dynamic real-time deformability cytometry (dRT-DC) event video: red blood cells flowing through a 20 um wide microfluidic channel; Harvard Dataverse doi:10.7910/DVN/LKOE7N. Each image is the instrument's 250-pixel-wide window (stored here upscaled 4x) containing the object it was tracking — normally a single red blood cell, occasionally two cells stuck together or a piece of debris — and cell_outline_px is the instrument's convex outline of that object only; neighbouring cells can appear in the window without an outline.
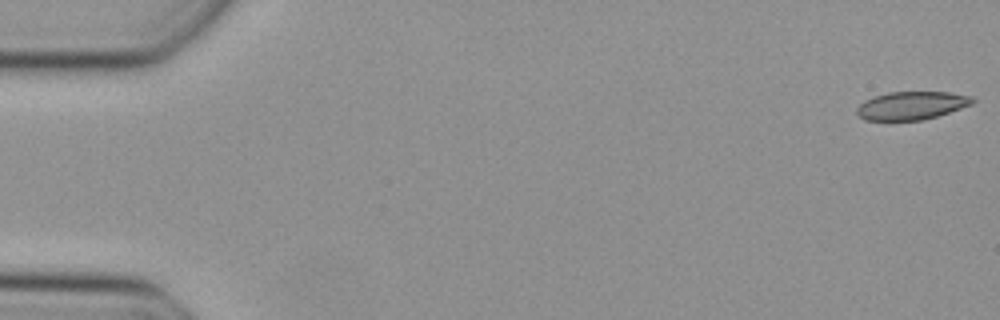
{"species": "Egyptian fruit bat (a non-hibernating species)", "species_latin": "Rousettus aegyptiacus", "temperature_condition": "cold", "stored_images_in_passage": 47, "camera_frame_rate_fps": 3000, "um_per_image_px": 0.085, "animal": {"sex": "female"}, "frame": {"image": 1, "passage_image": 1, "time_ms": 0.0, "image_size_px": [1000, 320], "cell_outline_px": [[976, 100], [972, 104], [936, 116], [920, 120], [864, 120], [856, 112], [856, 108], [864, 100], [872, 96], [888, 92], [948, 92], [972, 96]], "centroid_in_image_um": [77.45, 8.96], "position_along_channel_um": 7.5, "area_um2": 18.9}}
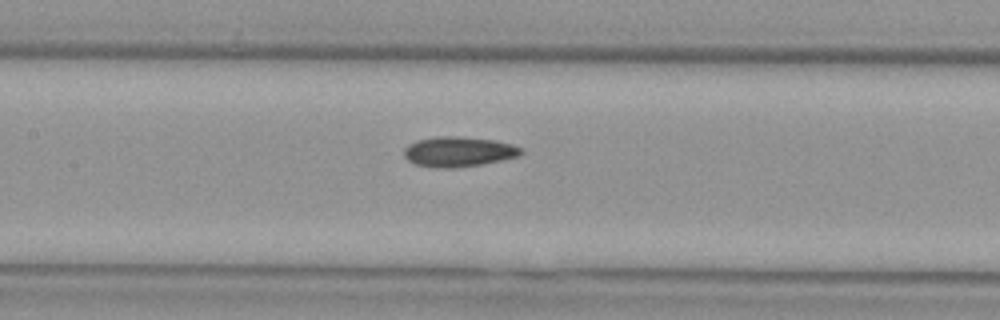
{"frame": {"image": 2, "passage_image": 23, "time_ms": 7.333, "image_size_px": [1000, 320], "cell_outline_px": [[524, 152], [520, 156], [484, 164], [456, 168], [432, 168], [416, 164], [408, 160], [404, 156], [404, 148], [408, 144], [416, 140], [436, 136], [460, 136], [496, 140], [512, 144], [524, 148]], "centroid_in_image_um": [39.01, 12.89], "position_along_channel_um": 168.4, "area_um2": 20.98}}
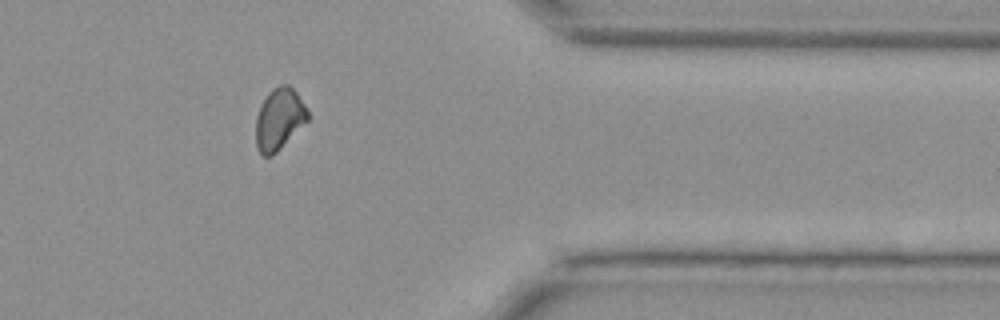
{"frame": {"image": 3, "passage_image": 40, "time_ms": 13.0, "image_size_px": [1000, 320], "cell_outline_px": [[308, 120], [272, 156], [264, 156], [256, 148], [256, 116], [268, 92], [272, 88], [280, 84], [288, 84], [296, 92], [308, 108]], "centroid_in_image_um": [23.73, 10.1], "position_along_channel_um": 387.7, "area_um2": 18.5}}